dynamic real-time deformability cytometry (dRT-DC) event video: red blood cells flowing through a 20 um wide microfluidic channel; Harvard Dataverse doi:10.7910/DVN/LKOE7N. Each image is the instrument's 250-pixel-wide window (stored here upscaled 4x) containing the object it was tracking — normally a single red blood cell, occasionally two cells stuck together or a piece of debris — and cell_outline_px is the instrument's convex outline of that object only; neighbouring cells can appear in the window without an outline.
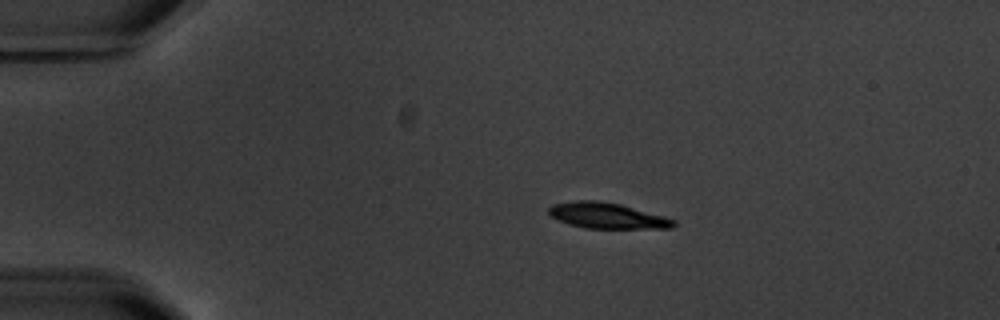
{"species": "common noctule bat (a hibernating species)", "species_latin": "Nyctalus noctula", "temperature_condition": "warm", "stored_images_in_passage": 6, "camera_frame_rate_fps": 3000, "um_per_image_px": 0.085, "animal": {"sex": "male", "body_mass_g": 20.1, "forearm_length_mm": 53.5}, "frame": {"image": 1, "passage_image": 3, "time_ms": 2.667, "image_size_px": [1000, 320], "cell_outline_px": [[676, 224], [672, 228], [584, 228], [568, 224], [552, 216], [548, 212], [548, 208], [552, 204], [576, 200], [596, 200], [620, 204], [664, 216], [676, 220]], "centroid_in_image_um": [51.6, 18.33], "position_along_channel_um": 33.4, "area_um2": 18.67}}
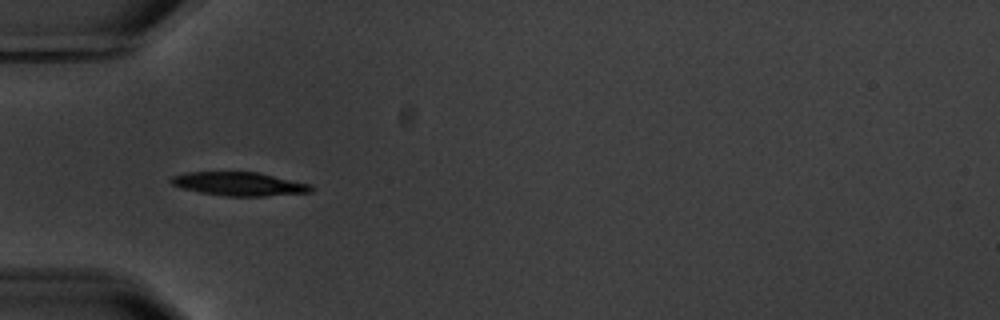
{"frame": {"image": 2, "passage_image": 5, "time_ms": 5.0, "image_size_px": [1000, 320], "cell_outline_px": [[312, 192], [264, 196], [224, 196], [200, 192], [184, 188], [172, 184], [168, 180], [172, 176], [184, 172], [256, 172], [312, 184]], "centroid_in_image_um": [20.32, 15.63], "position_along_channel_um": 64.7, "area_um2": 19.19}}
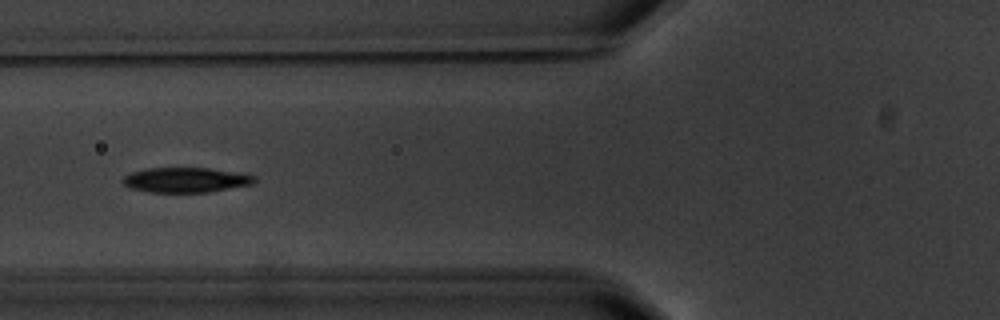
{"frame": {"image": 3, "passage_image": 6, "time_ms": 6.333, "image_size_px": [1000, 320], "cell_outline_px": [[256, 180], [252, 184], [208, 192], [148, 192], [128, 188], [120, 180], [124, 176], [132, 172], [148, 168], [208, 168], [244, 172], [256, 176]], "centroid_in_image_um": [15.8, 15.29], "position_along_channel_um": 110.0, "area_um2": 19.36}}